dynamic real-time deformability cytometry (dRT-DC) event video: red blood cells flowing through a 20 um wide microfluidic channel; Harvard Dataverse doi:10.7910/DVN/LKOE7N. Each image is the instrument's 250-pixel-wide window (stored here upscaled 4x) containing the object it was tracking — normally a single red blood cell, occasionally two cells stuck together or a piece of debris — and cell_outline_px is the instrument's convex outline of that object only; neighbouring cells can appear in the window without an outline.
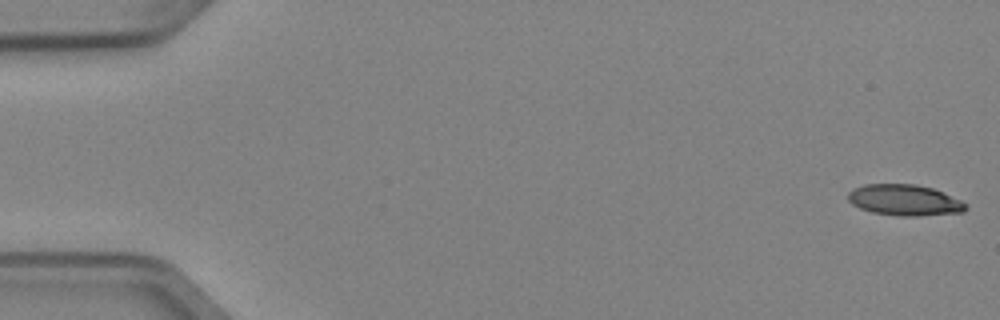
{"species": "Egyptian fruit bat (a non-hibernating species)", "species_latin": "Rousettus aegyptiacus", "temperature_condition": "cold", "stored_images_in_passage": 52, "camera_frame_rate_fps": 3000, "um_per_image_px": 0.085, "animal": {"sex": "female"}, "frame": {"image": 1, "passage_image": 1, "time_ms": 0.0, "image_size_px": [1000, 320], "cell_outline_px": [[968, 208], [964, 212], [920, 216], [900, 216], [872, 212], [860, 208], [852, 204], [848, 200], [848, 192], [852, 188], [864, 184], [916, 184], [932, 188], [960, 200], [968, 204]], "centroid_in_image_um": [76.88, 17.01], "position_along_channel_um": 8.1, "area_um2": 21.39}}
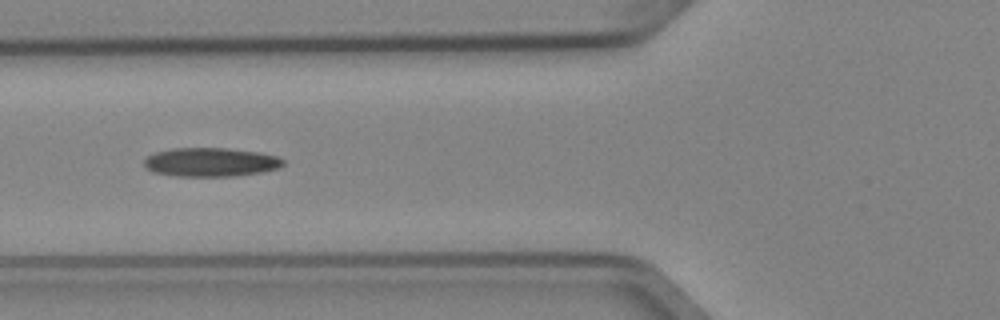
{"frame": {"image": 2, "passage_image": 20, "time_ms": 6.333, "image_size_px": [1000, 320], "cell_outline_px": [[284, 164], [280, 168], [260, 172], [236, 176], [176, 176], [152, 172], [144, 168], [144, 160], [152, 152], [172, 148], [224, 148], [260, 152], [276, 156], [284, 160]], "centroid_in_image_um": [17.87, 13.78], "position_along_channel_um": 107.9, "area_um2": 23.58}}
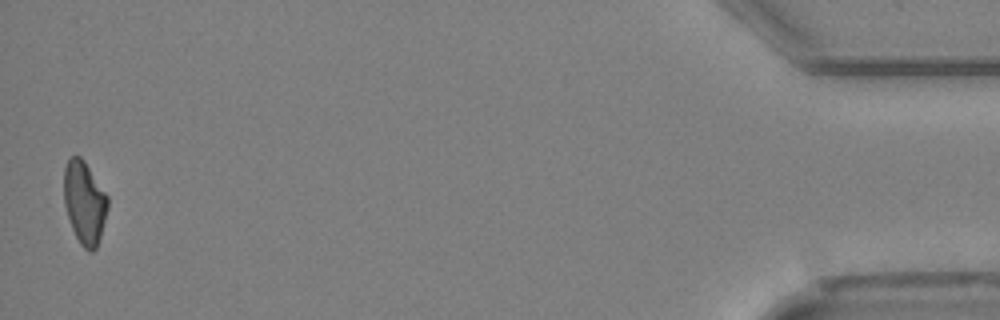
{"frame": {"image": 3, "passage_image": 51, "time_ms": 16.667, "image_size_px": [1000, 320], "cell_outline_px": [[108, 208], [100, 236], [96, 248], [92, 252], [88, 252], [80, 244], [72, 228], [64, 204], [64, 168], [68, 160], [72, 156], [80, 156], [84, 160], [108, 196]], "centroid_in_image_um": [7.18, 17.22], "position_along_channel_um": 428.0, "area_um2": 21.04}, "authors_computed_cell_mechanics": {"area_um2": 22.1952, "velocity_mm_per_s": 3.9699, "shape_relaxation_time_tau1_ms": null, "shape_relaxation_time_tau2_ms": 6.4458, "deformation_change_tau1": null, "deformation_change_tau2": 0.1566}}